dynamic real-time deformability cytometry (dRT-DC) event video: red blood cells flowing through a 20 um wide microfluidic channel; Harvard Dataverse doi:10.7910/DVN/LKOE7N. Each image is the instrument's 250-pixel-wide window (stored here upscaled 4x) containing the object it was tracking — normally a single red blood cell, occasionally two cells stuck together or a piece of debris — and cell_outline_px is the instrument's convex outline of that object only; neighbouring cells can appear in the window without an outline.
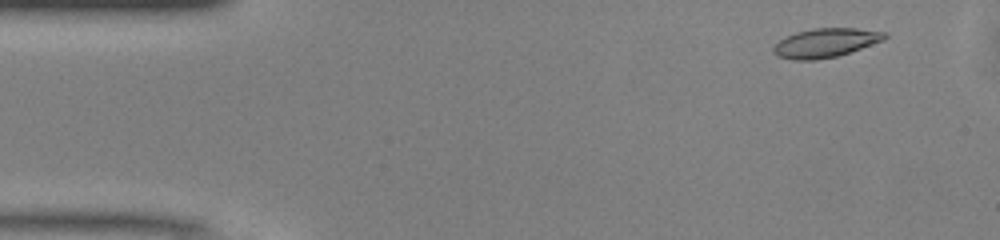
{"species": "common noctule bat (a hibernating species)", "species_latin": "Nyctalus noctula", "temperature_condition": "warm", "stored_images_in_passage": 38, "camera_frame_rate_fps": 3000, "um_per_image_px": 0.085, "animal": {"sex": "male", "body_mass_g": 13.0, "forearm_length_mm": 53.1}, "frame": {"image": 1, "passage_image": 3, "time_ms": 0.667, "image_size_px": [1000, 240], "cell_outline_px": [[888, 36], [884, 40], [836, 56], [816, 60], [792, 60], [780, 56], [772, 52], [772, 48], [780, 40], [796, 32], [816, 28], [856, 28], [888, 32]], "centroid_in_image_um": [70.19, 3.63], "position_along_channel_um": 14.8, "area_um2": 18.61}}
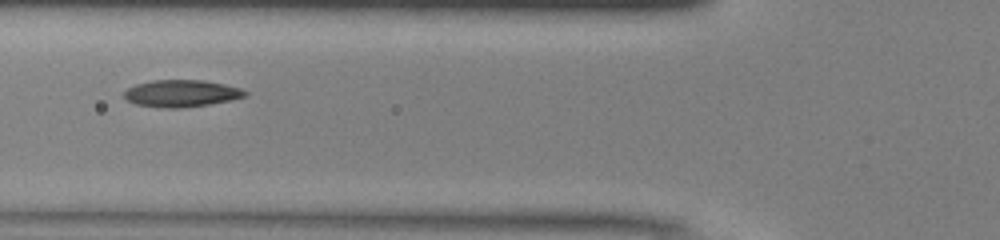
{"frame": {"image": 2, "passage_image": 17, "time_ms": 5.333, "image_size_px": [1000, 240], "cell_outline_px": [[248, 92], [244, 96], [232, 100], [208, 104], [180, 108], [164, 108], [136, 104], [128, 100], [124, 96], [124, 92], [128, 88], [136, 84], [152, 80], [204, 80], [224, 84], [240, 88]], "centroid_in_image_um": [15.42, 7.93], "position_along_channel_um": 110.4, "area_um2": 18.9}}
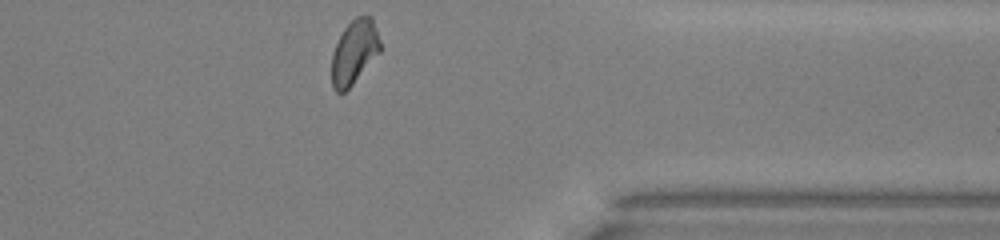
{"frame": {"image": 3, "passage_image": 38, "time_ms": 12.333, "image_size_px": [1000, 240], "cell_outline_px": [[380, 52], [352, 84], [344, 92], [336, 92], [332, 88], [332, 52], [344, 28], [356, 16], [372, 16], [380, 40]], "centroid_in_image_um": [30.11, 4.41], "position_along_channel_um": 381.3, "area_um2": 17.92}, "authors_computed_cell_mechanics": {"area_um2": 18.7561, "velocity_mm_per_s": 4.1039, "shape_relaxation_time_tau1_ms": 4.8704, "shape_relaxation_time_tau2_ms": 2.3161, "deformation_change_tau1": 0.1491, "deformation_change_tau2": 0.0818}}